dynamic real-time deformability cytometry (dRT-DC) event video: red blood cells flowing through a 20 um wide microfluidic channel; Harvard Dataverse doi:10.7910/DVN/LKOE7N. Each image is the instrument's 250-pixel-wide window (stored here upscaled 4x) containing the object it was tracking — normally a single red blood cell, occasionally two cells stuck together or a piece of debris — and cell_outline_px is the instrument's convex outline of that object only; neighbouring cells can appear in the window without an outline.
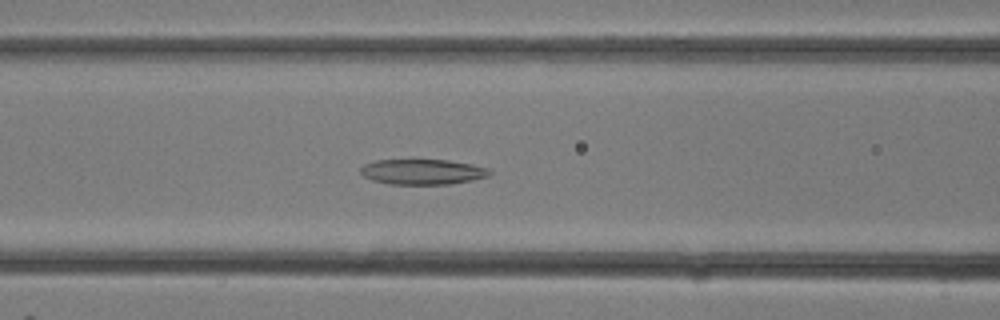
{"species": "common noctule bat (a hibernating species)", "species_latin": "Nyctalus noctula", "temperature_condition": "room temperature", "stored_images_in_passage": 22, "camera_frame_rate_fps": 3000, "um_per_image_px": 0.085, "animal": {"sex": "female"}, "frame": {"image": 1, "passage_image": 4, "time_ms": 1.0, "image_size_px": [1000, 320], "cell_outline_px": [[492, 172], [488, 176], [472, 180], [448, 184], [388, 184], [372, 180], [364, 176], [360, 172], [360, 168], [364, 164], [376, 160], [412, 156], [448, 160], [472, 164], [488, 168]], "centroid_in_image_um": [35.86, 14.54], "position_along_channel_um": 130.7, "area_um2": 20.06}}
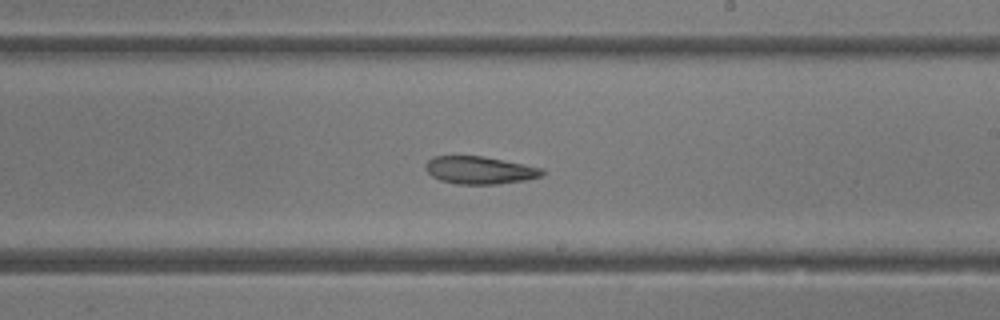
{"frame": {"image": 2, "passage_image": 9, "time_ms": 2.667, "image_size_px": [1000, 320], "cell_outline_px": [[544, 176], [528, 180], [496, 184], [456, 184], [440, 180], [432, 176], [424, 168], [424, 164], [432, 156], [484, 156], [544, 168]], "centroid_in_image_um": [40.79, 14.46], "position_along_channel_um": 248.2, "area_um2": 19.02}}
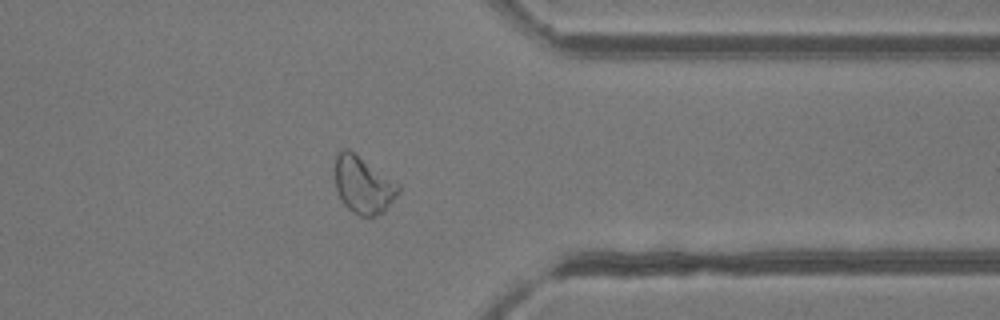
{"frame": {"image": 3, "passage_image": 15, "time_ms": 4.667, "image_size_px": [1000, 320], "cell_outline_px": [[400, 192], [384, 212], [376, 216], [360, 216], [352, 212], [344, 204], [336, 192], [332, 168], [336, 152], [344, 148], [348, 148], [400, 184]], "centroid_in_image_um": [30.82, 15.69], "position_along_channel_um": 380.6, "area_um2": 21.79}}